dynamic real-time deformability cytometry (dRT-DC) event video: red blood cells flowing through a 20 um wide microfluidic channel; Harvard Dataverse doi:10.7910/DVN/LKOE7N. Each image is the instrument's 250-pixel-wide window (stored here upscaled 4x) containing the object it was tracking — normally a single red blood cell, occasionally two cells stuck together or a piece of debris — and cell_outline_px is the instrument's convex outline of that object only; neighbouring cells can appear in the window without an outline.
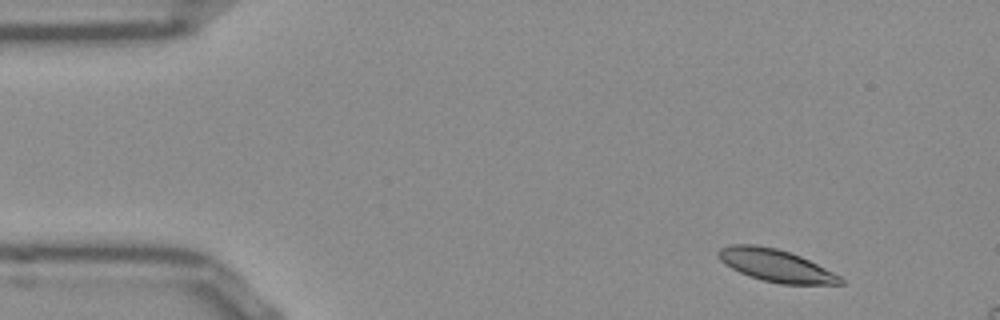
{"species": "Egyptian fruit bat (a non-hibernating species)", "species_latin": "Rousettus aegyptiacus", "temperature_condition": "room temperature", "stored_images_in_passage": 8, "camera_frame_rate_fps": 3000, "um_per_image_px": 0.085, "frame": {"image": 1, "passage_image": 1, "time_ms": 0.0, "image_size_px": [1000, 320], "cell_outline_px": [[844, 284], [780, 284], [748, 276], [724, 264], [716, 256], [716, 252], [720, 248], [732, 244], [756, 244], [776, 248], [800, 256], [840, 276], [844, 280]], "centroid_in_image_um": [65.89, 22.56], "position_along_channel_um": 19.1, "area_um2": 22.89}}